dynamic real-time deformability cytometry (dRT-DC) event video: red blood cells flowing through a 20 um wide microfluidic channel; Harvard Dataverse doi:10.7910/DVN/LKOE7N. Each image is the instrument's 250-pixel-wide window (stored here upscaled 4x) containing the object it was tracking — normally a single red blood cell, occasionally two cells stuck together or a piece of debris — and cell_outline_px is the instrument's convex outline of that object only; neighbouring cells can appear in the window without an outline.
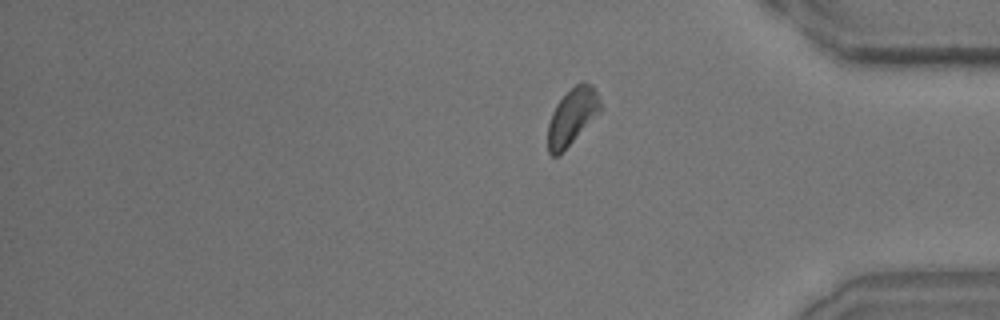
{"species": "common noctule bat (a hibernating species)", "species_latin": "Nyctalus noctula", "temperature_condition": "room temperature", "stored_images_in_passage": 32, "segment_of_instrument_passage": [2, 2], "camera_frame_rate_fps": 3000, "um_per_image_px": 0.085, "animal": {"sex": "male", "body_mass_g": 15.6}, "frame": {"image": 1, "passage_image": 32, "time_ms": 10.333, "image_size_px": [1000, 320], "cell_outline_px": [[600, 112], [556, 156], [552, 156], [548, 152], [548, 124], [552, 112], [556, 104], [580, 80], [584, 80], [592, 84], [600, 96]], "centroid_in_image_um": [48.64, 9.83], "position_along_channel_um": 386.6, "area_um2": 16.82}}